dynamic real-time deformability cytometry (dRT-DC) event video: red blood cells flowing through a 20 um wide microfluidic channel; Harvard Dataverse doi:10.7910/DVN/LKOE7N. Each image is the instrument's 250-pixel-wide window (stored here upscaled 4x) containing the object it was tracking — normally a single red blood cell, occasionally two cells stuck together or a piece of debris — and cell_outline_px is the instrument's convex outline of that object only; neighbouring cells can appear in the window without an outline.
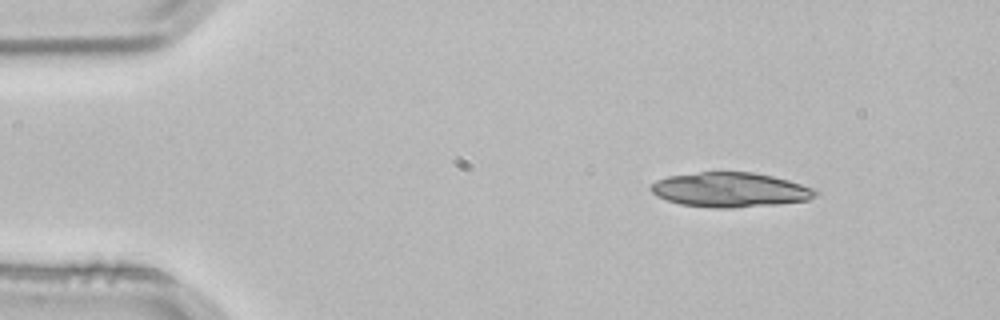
{"species": "common noctule bat (a hibernating species)", "species_latin": "Nyctalus noctula", "temperature_condition": "room temperature", "stored_images_in_passage": 3, "camera_frame_rate_fps": 3000, "um_per_image_px": 0.085, "animal": {"sex": "male", "body_mass_g": 21.5, "forearm_length_mm": 52.0}, "frame": {"image": 1, "passage_image": 1, "time_ms": 0.0, "image_size_px": [1000, 320], "cell_outline_px": [[820, 192], [816, 196], [808, 200], [776, 204], [728, 208], [716, 208], [680, 204], [656, 196], [648, 188], [656, 180], [668, 176], [700, 172], [752, 172], [772, 176], [788, 180], [816, 188]], "centroid_in_image_um": [62.08, 16.13], "position_along_channel_um": 22.9, "area_um2": 33.23}}